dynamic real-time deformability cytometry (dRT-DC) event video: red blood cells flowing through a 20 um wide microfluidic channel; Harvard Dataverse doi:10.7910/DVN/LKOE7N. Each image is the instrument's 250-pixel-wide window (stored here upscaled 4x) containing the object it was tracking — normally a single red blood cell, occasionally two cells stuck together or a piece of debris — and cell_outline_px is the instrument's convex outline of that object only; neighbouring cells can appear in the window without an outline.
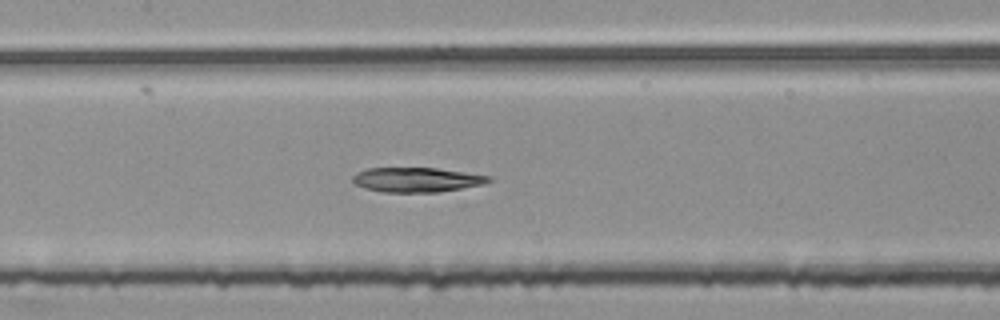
{"species": "common noctule bat (a hibernating species)", "species_latin": "Nyctalus noctula", "temperature_condition": "room temperature", "stored_images_in_passage": 46, "segment_of_instrument_passage": [2, 2], "camera_frame_rate_fps": 3000, "um_per_image_px": 0.085, "animal": {"sex": "female", "body_mass_g": 25.1}, "frame": {"image": 1, "passage_image": 17, "time_ms": 5.333, "image_size_px": [1000, 320], "cell_outline_px": [[492, 180], [484, 184], [440, 192], [380, 192], [364, 188], [356, 184], [352, 180], [352, 176], [356, 172], [368, 168], [436, 168], [492, 176]], "centroid_in_image_um": [35.41, 15.28], "position_along_channel_um": 172.0, "area_um2": 19.59}}
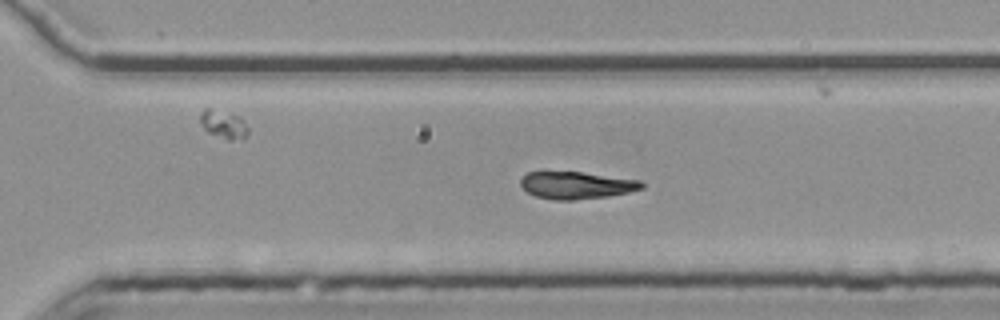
{"frame": {"image": 2, "passage_image": 29, "time_ms": 9.333, "image_size_px": [1000, 320], "cell_outline_px": [[644, 188], [628, 192], [608, 196], [576, 200], [556, 200], [536, 196], [528, 192], [520, 184], [520, 180], [528, 172], [580, 172], [640, 180], [644, 184]], "centroid_in_image_um": [49.01, 15.75], "position_along_channel_um": 321.6, "area_um2": 19.02}}
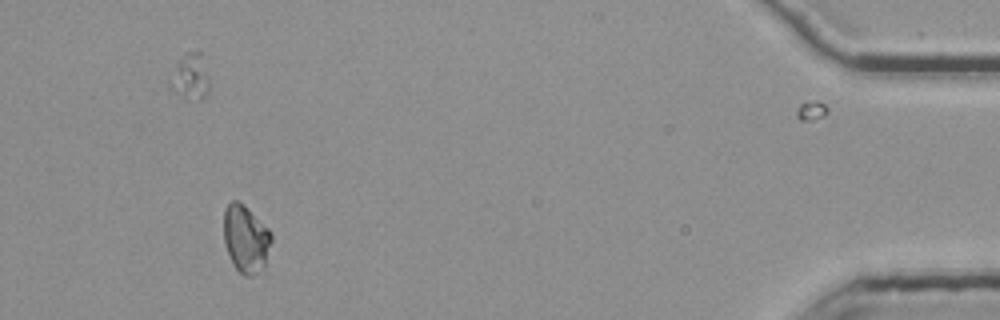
{"frame": {"image": 3, "passage_image": 42, "time_ms": 13.667, "image_size_px": [1000, 320], "cell_outline_px": [[272, 240], [264, 264], [260, 272], [252, 276], [244, 276], [236, 268], [224, 244], [224, 208], [232, 200], [236, 200], [244, 204], [272, 232]], "centroid_in_image_um": [20.89, 20.28], "position_along_channel_um": 414.3, "area_um2": 18.67}}